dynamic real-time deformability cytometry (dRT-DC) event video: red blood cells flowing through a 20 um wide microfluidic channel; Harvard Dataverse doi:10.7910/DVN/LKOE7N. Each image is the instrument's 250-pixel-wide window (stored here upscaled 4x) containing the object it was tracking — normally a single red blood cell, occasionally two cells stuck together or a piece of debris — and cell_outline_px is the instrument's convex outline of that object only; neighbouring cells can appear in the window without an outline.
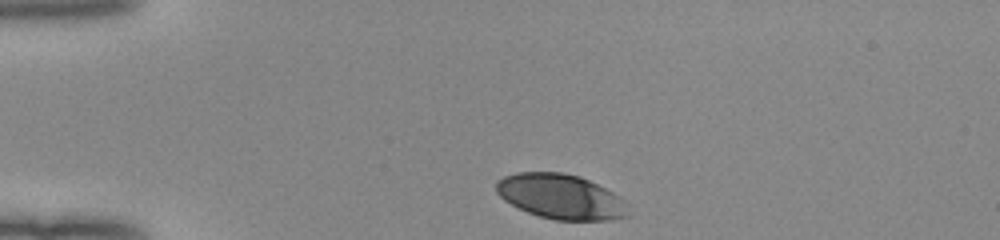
{"species": "human", "species_latin": "Homo sapiens", "temperature_condition": "room temperature", "stored_images_in_passage": 32, "camera_frame_rate_fps": 3000, "um_per_image_px": 0.085, "donor": {"sex": "female"}, "frame": {"image": 1, "passage_image": 1, "time_ms": 0.0, "image_size_px": [1000, 240], "cell_outline_px": [[632, 216], [612, 220], [556, 220], [540, 216], [528, 212], [504, 200], [496, 192], [496, 180], [504, 176], [516, 172], [560, 172], [580, 176], [612, 192], [624, 200]], "centroid_in_image_um": [47.68, 16.72], "position_along_channel_um": 37.3, "area_um2": 34.56}}
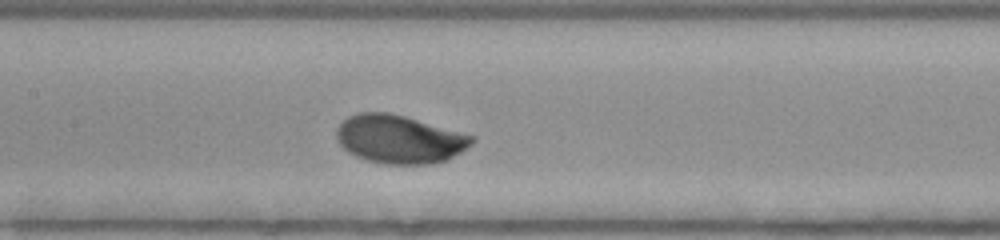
{"frame": {"image": 2, "passage_image": 15, "time_ms": 4.667, "image_size_px": [1000, 240], "cell_outline_px": [[476, 140], [472, 144], [448, 160], [432, 164], [384, 164], [364, 160], [348, 152], [340, 144], [336, 136], [336, 128], [348, 116], [360, 112], [388, 112], [404, 116], [476, 136]], "centroid_in_image_um": [33.96, 11.84], "position_along_channel_um": 173.4, "area_um2": 38.26}}
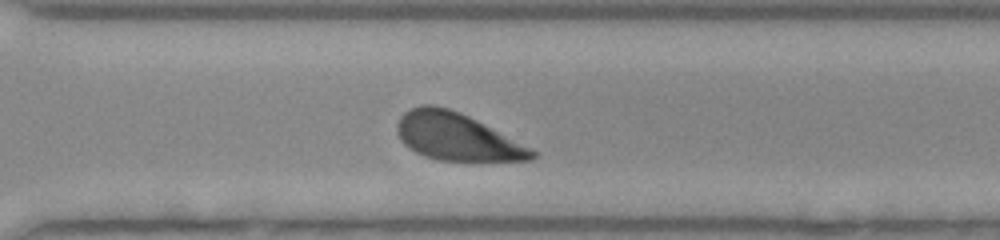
{"frame": {"image": 3, "passage_image": 27, "time_ms": 8.667, "image_size_px": [1000, 240], "cell_outline_px": [[536, 156], [532, 160], [472, 164], [440, 160], [424, 156], [416, 152], [404, 144], [400, 140], [396, 132], [396, 124], [400, 116], [404, 112], [420, 104], [432, 104], [448, 108], [460, 112], [476, 120], [536, 152]], "centroid_in_image_um": [38.8, 11.68], "position_along_channel_um": 331.8, "area_um2": 37.86}, "authors_computed_cell_mechanics": {"area_um2": 37.3677, "velocity_mm_per_s": 3.9616, "shape_relaxation_time_tau1_ms": 2.0162, "shape_relaxation_time_tau2_ms": null, "deformation_change_tau1": 0.133, "deformation_change_tau2": null}}